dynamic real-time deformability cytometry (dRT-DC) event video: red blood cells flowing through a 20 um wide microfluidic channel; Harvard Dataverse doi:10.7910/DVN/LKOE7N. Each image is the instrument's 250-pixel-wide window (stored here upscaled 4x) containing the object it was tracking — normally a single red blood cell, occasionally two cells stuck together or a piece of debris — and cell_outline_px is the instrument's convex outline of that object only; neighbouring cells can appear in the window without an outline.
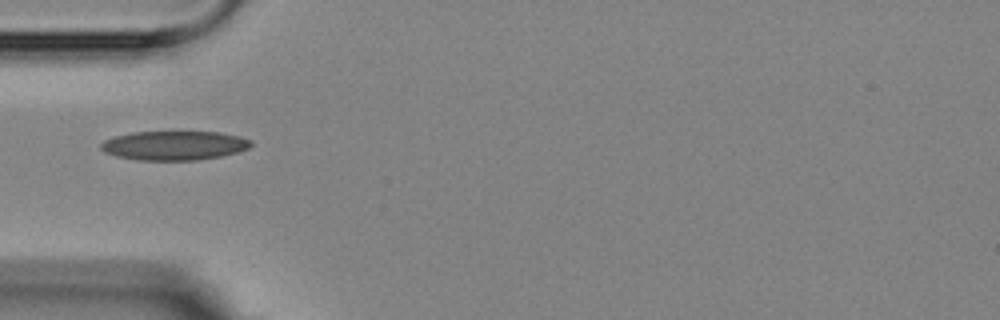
{"species": "Egyptian fruit bat (a non-hibernating species)", "species_latin": "Rousettus aegyptiacus", "temperature_condition": "room temperature", "stored_images_in_passage": 1, "camera_frame_rate_fps": 3000, "um_per_image_px": 0.085, "animal": {"sex": "female"}, "frame": {"image": 1, "passage_image": 1, "time_ms": 0.0, "image_size_px": [1000, 320], "cell_outline_px": [[252, 144], [248, 148], [240, 152], [220, 156], [196, 160], [136, 160], [116, 156], [104, 152], [100, 148], [100, 144], [104, 140], [112, 136], [132, 132], [220, 132], [240, 136], [252, 140]], "centroid_in_image_um": [14.8, 12.36], "position_along_channel_um": 70.2, "area_um2": 25.72}}